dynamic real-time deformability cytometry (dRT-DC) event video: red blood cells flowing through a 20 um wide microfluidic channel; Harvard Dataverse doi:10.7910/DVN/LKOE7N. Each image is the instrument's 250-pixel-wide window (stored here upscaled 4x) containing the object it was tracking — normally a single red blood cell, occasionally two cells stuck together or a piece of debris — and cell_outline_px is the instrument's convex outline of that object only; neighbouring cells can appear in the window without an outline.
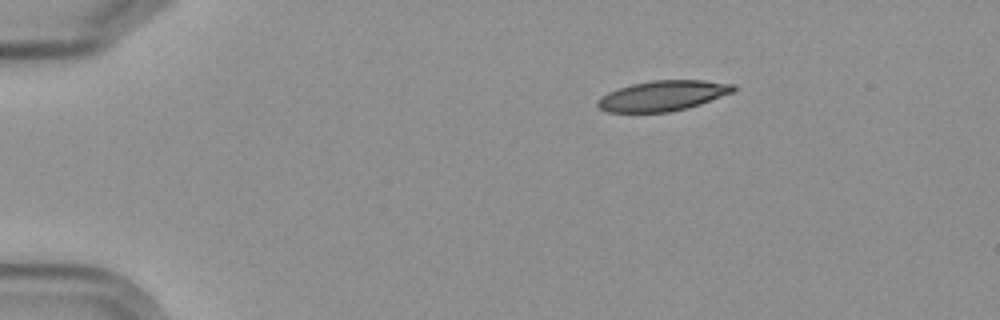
{"species": "Egyptian fruit bat (a non-hibernating species)", "species_latin": "Rousettus aegyptiacus", "temperature_condition": "cold", "stored_images_in_passage": 13, "camera_frame_rate_fps": 3000, "um_per_image_px": 0.085, "frame": {"image": 1, "passage_image": 1, "time_ms": 0.0, "image_size_px": [1000, 320], "cell_outline_px": [[736, 88], [732, 92], [700, 104], [688, 108], [668, 112], [608, 112], [600, 108], [596, 104], [596, 100], [600, 96], [616, 88], [632, 84], [652, 80], [704, 80], [736, 84]], "centroid_in_image_um": [56.31, 8.13], "position_along_channel_um": 28.7, "area_um2": 24.04}}
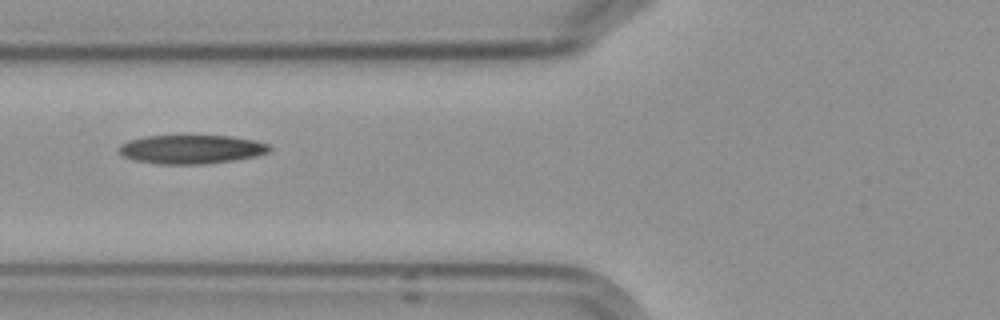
{"frame": {"image": 2, "passage_image": 4, "time_ms": 4.333, "image_size_px": [1000, 320], "cell_outline_px": [[272, 148], [268, 152], [256, 156], [236, 160], [204, 164], [160, 164], [136, 160], [124, 156], [116, 148], [120, 144], [128, 140], [144, 136], [232, 136], [256, 140], [268, 144]], "centroid_in_image_um": [16.28, 12.69], "position_along_channel_um": 109.5, "area_um2": 25.37}}
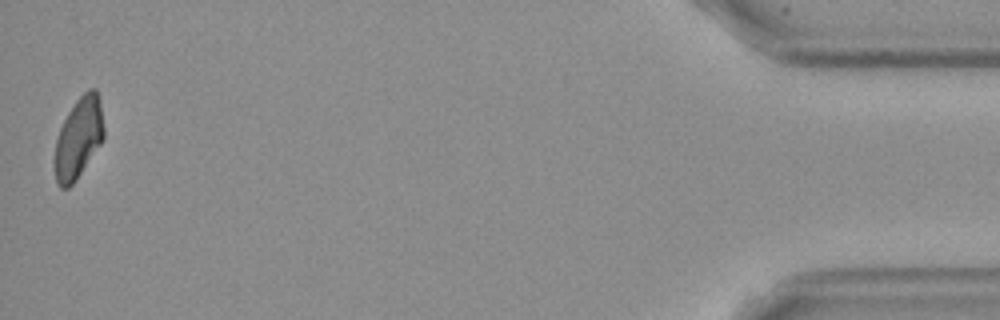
{"frame": {"image": 3, "passage_image": 13, "time_ms": 15.667, "image_size_px": [1000, 320], "cell_outline_px": [[104, 140], [76, 180], [68, 188], [60, 188], [56, 184], [56, 140], [60, 128], [68, 112], [76, 100], [88, 88], [96, 88], [100, 104], [104, 128]], "centroid_in_image_um": [6.7, 11.73], "position_along_channel_um": 428.5, "area_um2": 22.95}}